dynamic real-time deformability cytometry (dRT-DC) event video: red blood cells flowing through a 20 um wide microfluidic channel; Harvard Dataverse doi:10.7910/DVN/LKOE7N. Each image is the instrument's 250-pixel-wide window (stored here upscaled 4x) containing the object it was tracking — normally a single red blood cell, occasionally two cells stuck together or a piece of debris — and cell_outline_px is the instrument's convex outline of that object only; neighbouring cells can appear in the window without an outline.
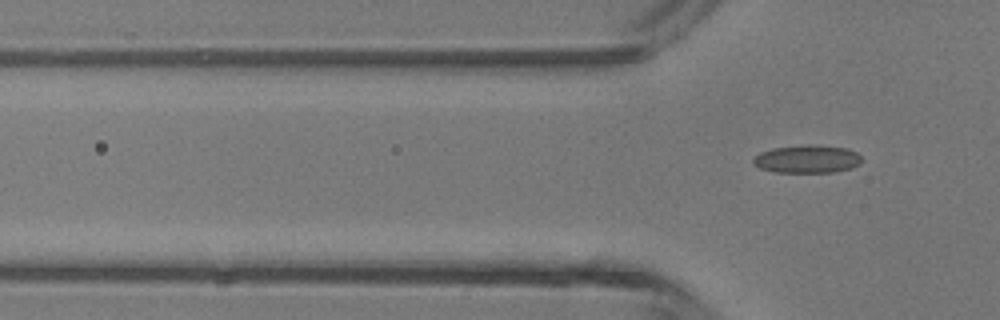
{"species": "common noctule bat (a hibernating species)", "species_latin": "Nyctalus noctula", "temperature_condition": "room temperature", "stored_images_in_passage": 3, "camera_frame_rate_fps": 3000, "um_per_image_px": 0.085, "animal": {"sex": "male", "body_mass_g": 13.3}, "frame": {"image": 1, "passage_image": 3, "time_ms": 0.667, "image_size_px": [1000, 320], "cell_outline_px": [[860, 164], [852, 168], [832, 172], [776, 172], [760, 168], [752, 164], [752, 160], [760, 152], [772, 148], [808, 144], [812, 144], [848, 148], [856, 152], [860, 156]], "centroid_in_image_um": [68.6, 13.51], "position_along_channel_um": 57.2, "area_um2": 17.74}}